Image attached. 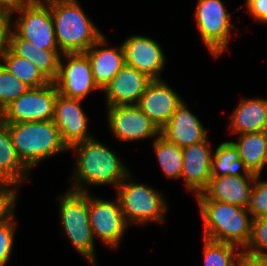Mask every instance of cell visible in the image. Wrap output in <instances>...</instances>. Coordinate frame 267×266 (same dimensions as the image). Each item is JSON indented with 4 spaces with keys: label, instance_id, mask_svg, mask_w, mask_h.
<instances>
[{
    "label": "cell",
    "instance_id": "obj_1",
    "mask_svg": "<svg viewBox=\"0 0 267 266\" xmlns=\"http://www.w3.org/2000/svg\"><path fill=\"white\" fill-rule=\"evenodd\" d=\"M70 149L77 158L69 190L89 192L91 186L106 184L114 185L116 189L130 173L118 154L94 137L74 144Z\"/></svg>",
    "mask_w": 267,
    "mask_h": 266
},
{
    "label": "cell",
    "instance_id": "obj_2",
    "mask_svg": "<svg viewBox=\"0 0 267 266\" xmlns=\"http://www.w3.org/2000/svg\"><path fill=\"white\" fill-rule=\"evenodd\" d=\"M203 219L204 238L231 243L244 249L251 237L252 216L248 208L215 200H196Z\"/></svg>",
    "mask_w": 267,
    "mask_h": 266
},
{
    "label": "cell",
    "instance_id": "obj_3",
    "mask_svg": "<svg viewBox=\"0 0 267 266\" xmlns=\"http://www.w3.org/2000/svg\"><path fill=\"white\" fill-rule=\"evenodd\" d=\"M57 46L62 54L84 53L104 34L78 0L50 4Z\"/></svg>",
    "mask_w": 267,
    "mask_h": 266
},
{
    "label": "cell",
    "instance_id": "obj_4",
    "mask_svg": "<svg viewBox=\"0 0 267 266\" xmlns=\"http://www.w3.org/2000/svg\"><path fill=\"white\" fill-rule=\"evenodd\" d=\"M7 124L17 156L29 170L49 157L69 151L52 120Z\"/></svg>",
    "mask_w": 267,
    "mask_h": 266
},
{
    "label": "cell",
    "instance_id": "obj_5",
    "mask_svg": "<svg viewBox=\"0 0 267 266\" xmlns=\"http://www.w3.org/2000/svg\"><path fill=\"white\" fill-rule=\"evenodd\" d=\"M60 225L75 250L91 266H97L95 240L89 224L88 192H67L58 196Z\"/></svg>",
    "mask_w": 267,
    "mask_h": 266
},
{
    "label": "cell",
    "instance_id": "obj_6",
    "mask_svg": "<svg viewBox=\"0 0 267 266\" xmlns=\"http://www.w3.org/2000/svg\"><path fill=\"white\" fill-rule=\"evenodd\" d=\"M129 173L116 188L121 210L128 225L165 222L168 211L164 195L146 184L135 182ZM132 178V179H131Z\"/></svg>",
    "mask_w": 267,
    "mask_h": 266
},
{
    "label": "cell",
    "instance_id": "obj_7",
    "mask_svg": "<svg viewBox=\"0 0 267 266\" xmlns=\"http://www.w3.org/2000/svg\"><path fill=\"white\" fill-rule=\"evenodd\" d=\"M207 50L214 58L226 52L229 36L235 29L231 14L222 0H198L196 12L192 14Z\"/></svg>",
    "mask_w": 267,
    "mask_h": 266
},
{
    "label": "cell",
    "instance_id": "obj_8",
    "mask_svg": "<svg viewBox=\"0 0 267 266\" xmlns=\"http://www.w3.org/2000/svg\"><path fill=\"white\" fill-rule=\"evenodd\" d=\"M58 90L54 82L28 88L0 113L7 123L48 121L53 119Z\"/></svg>",
    "mask_w": 267,
    "mask_h": 266
},
{
    "label": "cell",
    "instance_id": "obj_9",
    "mask_svg": "<svg viewBox=\"0 0 267 266\" xmlns=\"http://www.w3.org/2000/svg\"><path fill=\"white\" fill-rule=\"evenodd\" d=\"M88 215L94 239H99L112 249L119 248L128 224L118 197L116 200H106L88 192Z\"/></svg>",
    "mask_w": 267,
    "mask_h": 266
},
{
    "label": "cell",
    "instance_id": "obj_10",
    "mask_svg": "<svg viewBox=\"0 0 267 266\" xmlns=\"http://www.w3.org/2000/svg\"><path fill=\"white\" fill-rule=\"evenodd\" d=\"M62 57L66 63H63ZM53 82L58 93L74 99L83 100L91 91H102L94 81L91 63L85 53L62 54L58 74Z\"/></svg>",
    "mask_w": 267,
    "mask_h": 266
},
{
    "label": "cell",
    "instance_id": "obj_11",
    "mask_svg": "<svg viewBox=\"0 0 267 266\" xmlns=\"http://www.w3.org/2000/svg\"><path fill=\"white\" fill-rule=\"evenodd\" d=\"M14 12L18 18L13 21V30L22 39L41 49L59 50L49 5L28 3Z\"/></svg>",
    "mask_w": 267,
    "mask_h": 266
},
{
    "label": "cell",
    "instance_id": "obj_12",
    "mask_svg": "<svg viewBox=\"0 0 267 266\" xmlns=\"http://www.w3.org/2000/svg\"><path fill=\"white\" fill-rule=\"evenodd\" d=\"M109 131L119 141L156 139L161 130L137 105L107 106Z\"/></svg>",
    "mask_w": 267,
    "mask_h": 266
},
{
    "label": "cell",
    "instance_id": "obj_13",
    "mask_svg": "<svg viewBox=\"0 0 267 266\" xmlns=\"http://www.w3.org/2000/svg\"><path fill=\"white\" fill-rule=\"evenodd\" d=\"M81 103V99L57 93L52 121L59 129L62 140L68 148L93 137L92 134H89L88 117L84 113Z\"/></svg>",
    "mask_w": 267,
    "mask_h": 266
},
{
    "label": "cell",
    "instance_id": "obj_14",
    "mask_svg": "<svg viewBox=\"0 0 267 266\" xmlns=\"http://www.w3.org/2000/svg\"><path fill=\"white\" fill-rule=\"evenodd\" d=\"M125 64L130 65L151 79H161L166 58L160 44L147 36L131 35L122 43Z\"/></svg>",
    "mask_w": 267,
    "mask_h": 266
},
{
    "label": "cell",
    "instance_id": "obj_15",
    "mask_svg": "<svg viewBox=\"0 0 267 266\" xmlns=\"http://www.w3.org/2000/svg\"><path fill=\"white\" fill-rule=\"evenodd\" d=\"M184 100L164 79H154L137 106L161 130Z\"/></svg>",
    "mask_w": 267,
    "mask_h": 266
},
{
    "label": "cell",
    "instance_id": "obj_16",
    "mask_svg": "<svg viewBox=\"0 0 267 266\" xmlns=\"http://www.w3.org/2000/svg\"><path fill=\"white\" fill-rule=\"evenodd\" d=\"M152 80L145 73L125 64L102 89L106 94V107L137 105Z\"/></svg>",
    "mask_w": 267,
    "mask_h": 266
},
{
    "label": "cell",
    "instance_id": "obj_17",
    "mask_svg": "<svg viewBox=\"0 0 267 266\" xmlns=\"http://www.w3.org/2000/svg\"><path fill=\"white\" fill-rule=\"evenodd\" d=\"M255 178L232 175L211 177L208 186L195 196L196 200H215L248 208Z\"/></svg>",
    "mask_w": 267,
    "mask_h": 266
},
{
    "label": "cell",
    "instance_id": "obj_18",
    "mask_svg": "<svg viewBox=\"0 0 267 266\" xmlns=\"http://www.w3.org/2000/svg\"><path fill=\"white\" fill-rule=\"evenodd\" d=\"M183 168L181 178L186 189L195 196L209 184L213 152L209 139L182 148Z\"/></svg>",
    "mask_w": 267,
    "mask_h": 266
},
{
    "label": "cell",
    "instance_id": "obj_19",
    "mask_svg": "<svg viewBox=\"0 0 267 266\" xmlns=\"http://www.w3.org/2000/svg\"><path fill=\"white\" fill-rule=\"evenodd\" d=\"M204 127L198 116L189 110L186 101H183L161 129V135L168 141L184 148L208 138L207 129Z\"/></svg>",
    "mask_w": 267,
    "mask_h": 266
},
{
    "label": "cell",
    "instance_id": "obj_20",
    "mask_svg": "<svg viewBox=\"0 0 267 266\" xmlns=\"http://www.w3.org/2000/svg\"><path fill=\"white\" fill-rule=\"evenodd\" d=\"M106 38L103 35L84 52L90 60L94 81L101 90L125 65V54L122 44L115 48L105 47L109 44Z\"/></svg>",
    "mask_w": 267,
    "mask_h": 266
},
{
    "label": "cell",
    "instance_id": "obj_21",
    "mask_svg": "<svg viewBox=\"0 0 267 266\" xmlns=\"http://www.w3.org/2000/svg\"><path fill=\"white\" fill-rule=\"evenodd\" d=\"M231 114V133L241 135L267 130V99L242 98Z\"/></svg>",
    "mask_w": 267,
    "mask_h": 266
},
{
    "label": "cell",
    "instance_id": "obj_22",
    "mask_svg": "<svg viewBox=\"0 0 267 266\" xmlns=\"http://www.w3.org/2000/svg\"><path fill=\"white\" fill-rule=\"evenodd\" d=\"M10 49L18 56L29 59L43 75L53 82L58 74L60 50H46L22 39L14 30L10 36Z\"/></svg>",
    "mask_w": 267,
    "mask_h": 266
},
{
    "label": "cell",
    "instance_id": "obj_23",
    "mask_svg": "<svg viewBox=\"0 0 267 266\" xmlns=\"http://www.w3.org/2000/svg\"><path fill=\"white\" fill-rule=\"evenodd\" d=\"M30 170L18 158L7 122L0 118V182L19 186L28 181Z\"/></svg>",
    "mask_w": 267,
    "mask_h": 266
},
{
    "label": "cell",
    "instance_id": "obj_24",
    "mask_svg": "<svg viewBox=\"0 0 267 266\" xmlns=\"http://www.w3.org/2000/svg\"><path fill=\"white\" fill-rule=\"evenodd\" d=\"M232 141L239 150L240 159L250 173L261 174L267 164V130L238 135Z\"/></svg>",
    "mask_w": 267,
    "mask_h": 266
},
{
    "label": "cell",
    "instance_id": "obj_25",
    "mask_svg": "<svg viewBox=\"0 0 267 266\" xmlns=\"http://www.w3.org/2000/svg\"><path fill=\"white\" fill-rule=\"evenodd\" d=\"M256 176L249 172L240 159L238 148L232 141L222 142L212 156L211 177L219 176Z\"/></svg>",
    "mask_w": 267,
    "mask_h": 266
},
{
    "label": "cell",
    "instance_id": "obj_26",
    "mask_svg": "<svg viewBox=\"0 0 267 266\" xmlns=\"http://www.w3.org/2000/svg\"><path fill=\"white\" fill-rule=\"evenodd\" d=\"M0 63L29 88L45 86L50 82L29 59L16 55L10 48L0 57Z\"/></svg>",
    "mask_w": 267,
    "mask_h": 266
},
{
    "label": "cell",
    "instance_id": "obj_27",
    "mask_svg": "<svg viewBox=\"0 0 267 266\" xmlns=\"http://www.w3.org/2000/svg\"><path fill=\"white\" fill-rule=\"evenodd\" d=\"M153 141L152 147L164 175L173 180L181 179L183 168L182 147L168 141L161 134Z\"/></svg>",
    "mask_w": 267,
    "mask_h": 266
},
{
    "label": "cell",
    "instance_id": "obj_28",
    "mask_svg": "<svg viewBox=\"0 0 267 266\" xmlns=\"http://www.w3.org/2000/svg\"><path fill=\"white\" fill-rule=\"evenodd\" d=\"M240 252L234 244L204 238V266H236Z\"/></svg>",
    "mask_w": 267,
    "mask_h": 266
},
{
    "label": "cell",
    "instance_id": "obj_29",
    "mask_svg": "<svg viewBox=\"0 0 267 266\" xmlns=\"http://www.w3.org/2000/svg\"><path fill=\"white\" fill-rule=\"evenodd\" d=\"M28 88L0 63V113Z\"/></svg>",
    "mask_w": 267,
    "mask_h": 266
},
{
    "label": "cell",
    "instance_id": "obj_30",
    "mask_svg": "<svg viewBox=\"0 0 267 266\" xmlns=\"http://www.w3.org/2000/svg\"><path fill=\"white\" fill-rule=\"evenodd\" d=\"M243 251L258 256H267V216L252 220L251 237Z\"/></svg>",
    "mask_w": 267,
    "mask_h": 266
},
{
    "label": "cell",
    "instance_id": "obj_31",
    "mask_svg": "<svg viewBox=\"0 0 267 266\" xmlns=\"http://www.w3.org/2000/svg\"><path fill=\"white\" fill-rule=\"evenodd\" d=\"M261 174L256 175L252 186L251 204L248 211L252 219L267 216V180L261 181Z\"/></svg>",
    "mask_w": 267,
    "mask_h": 266
},
{
    "label": "cell",
    "instance_id": "obj_32",
    "mask_svg": "<svg viewBox=\"0 0 267 266\" xmlns=\"http://www.w3.org/2000/svg\"><path fill=\"white\" fill-rule=\"evenodd\" d=\"M14 215L0 224V266H5L12 255L14 233L18 224Z\"/></svg>",
    "mask_w": 267,
    "mask_h": 266
},
{
    "label": "cell",
    "instance_id": "obj_33",
    "mask_svg": "<svg viewBox=\"0 0 267 266\" xmlns=\"http://www.w3.org/2000/svg\"><path fill=\"white\" fill-rule=\"evenodd\" d=\"M18 188L13 184L0 182V224H3L14 214L16 199H18L17 192H20Z\"/></svg>",
    "mask_w": 267,
    "mask_h": 266
},
{
    "label": "cell",
    "instance_id": "obj_34",
    "mask_svg": "<svg viewBox=\"0 0 267 266\" xmlns=\"http://www.w3.org/2000/svg\"><path fill=\"white\" fill-rule=\"evenodd\" d=\"M12 15V12L0 10V57L10 48L14 18Z\"/></svg>",
    "mask_w": 267,
    "mask_h": 266
},
{
    "label": "cell",
    "instance_id": "obj_35",
    "mask_svg": "<svg viewBox=\"0 0 267 266\" xmlns=\"http://www.w3.org/2000/svg\"><path fill=\"white\" fill-rule=\"evenodd\" d=\"M247 12L260 23H267V0H245Z\"/></svg>",
    "mask_w": 267,
    "mask_h": 266
},
{
    "label": "cell",
    "instance_id": "obj_36",
    "mask_svg": "<svg viewBox=\"0 0 267 266\" xmlns=\"http://www.w3.org/2000/svg\"><path fill=\"white\" fill-rule=\"evenodd\" d=\"M236 266H267V256H258L241 250Z\"/></svg>",
    "mask_w": 267,
    "mask_h": 266
},
{
    "label": "cell",
    "instance_id": "obj_37",
    "mask_svg": "<svg viewBox=\"0 0 267 266\" xmlns=\"http://www.w3.org/2000/svg\"><path fill=\"white\" fill-rule=\"evenodd\" d=\"M28 3L29 0H0V10L12 12L14 15V11Z\"/></svg>",
    "mask_w": 267,
    "mask_h": 266
},
{
    "label": "cell",
    "instance_id": "obj_38",
    "mask_svg": "<svg viewBox=\"0 0 267 266\" xmlns=\"http://www.w3.org/2000/svg\"><path fill=\"white\" fill-rule=\"evenodd\" d=\"M65 1H73V0H29V3L36 5H50L56 2H65Z\"/></svg>",
    "mask_w": 267,
    "mask_h": 266
}]
</instances>
